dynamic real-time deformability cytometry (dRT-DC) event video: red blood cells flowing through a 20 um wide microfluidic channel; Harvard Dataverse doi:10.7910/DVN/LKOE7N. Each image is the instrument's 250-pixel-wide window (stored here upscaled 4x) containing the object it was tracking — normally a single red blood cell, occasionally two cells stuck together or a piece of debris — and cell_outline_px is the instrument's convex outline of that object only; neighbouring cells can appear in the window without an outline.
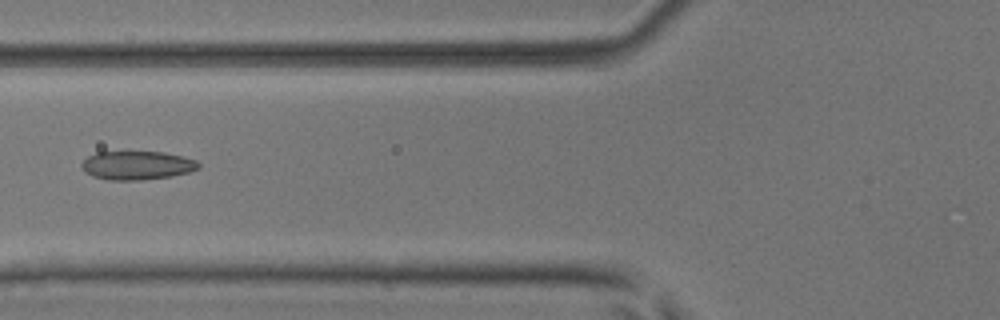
{"species": "common noctule bat (a hibernating species)", "species_latin": "Nyctalus noctula", "temperature_condition": "room temperature", "stored_images_in_passage": 7, "camera_frame_rate_fps": 3000, "um_per_image_px": 0.085, "animal": {"sex": "male", "body_mass_g": 17.9, "forearm_length_mm": 54.2}, "frame": {"image": 1, "passage_image": 7, "time_ms": 2.0, "image_size_px": [1000, 320], "cell_outline_px": [[200, 168], [188, 172], [172, 176], [140, 180], [108, 180], [92, 176], [84, 172], [80, 164], [88, 156], [96, 152], [164, 152], [196, 160], [200, 164]], "centroid_in_image_um": [11.62, 14.06], "position_along_channel_um": 114.2, "area_um2": 19.54}}